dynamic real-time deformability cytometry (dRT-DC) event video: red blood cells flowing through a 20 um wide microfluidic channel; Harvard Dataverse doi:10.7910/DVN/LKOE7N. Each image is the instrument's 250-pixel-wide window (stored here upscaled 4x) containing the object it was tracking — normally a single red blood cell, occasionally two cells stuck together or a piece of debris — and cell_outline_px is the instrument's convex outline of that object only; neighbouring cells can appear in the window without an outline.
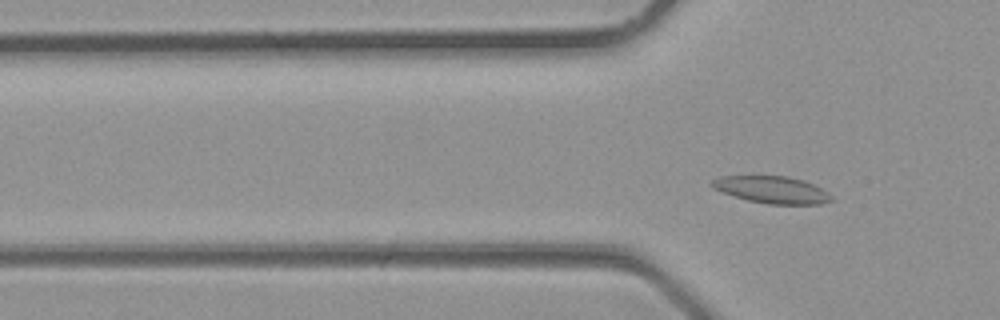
{"species": "common noctule bat (a hibernating species)", "species_latin": "Nyctalus noctula", "temperature_condition": "room temperature", "stored_images_in_passage": 4, "camera_frame_rate_fps": 3000, "um_per_image_px": 0.085, "animal": {"sex": "male", "body_mass_g": 23.1, "forearm_length_mm": 52.7}, "frame": {"image": 1, "passage_image": 4, "time_ms": 1.0, "image_size_px": [1000, 320], "cell_outline_px": [[836, 200], [820, 204], [768, 204], [748, 200], [712, 188], [708, 184], [712, 180], [720, 176], [788, 176], [804, 180], [828, 192]], "centroid_in_image_um": [65.64, 16.12], "position_along_channel_um": 60.2, "area_um2": 18.84}}